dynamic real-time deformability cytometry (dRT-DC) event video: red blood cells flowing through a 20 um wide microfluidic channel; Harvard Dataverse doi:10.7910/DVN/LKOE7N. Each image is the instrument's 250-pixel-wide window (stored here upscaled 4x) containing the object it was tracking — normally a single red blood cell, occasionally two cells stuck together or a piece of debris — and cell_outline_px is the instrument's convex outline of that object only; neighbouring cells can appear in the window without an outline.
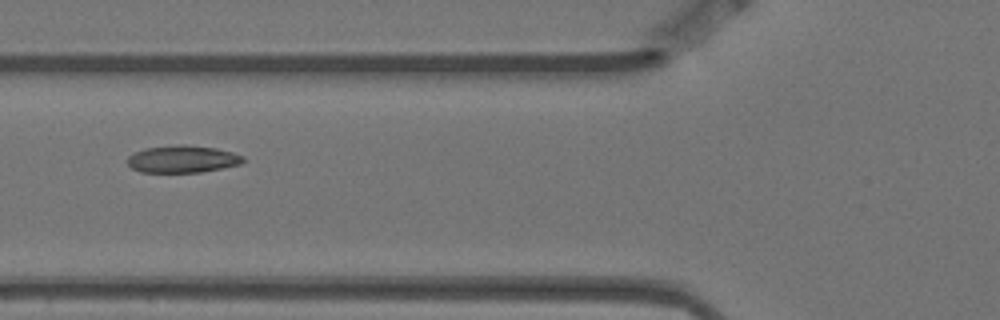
{"species": "Egyptian fruit bat (a non-hibernating species)", "species_latin": "Rousettus aegyptiacus", "temperature_condition": "warm", "stored_images_in_passage": 9, "camera_frame_rate_fps": 3000, "um_per_image_px": 0.085, "animal": {"sex": "female"}, "frame": {"image": 1, "passage_image": 2, "time_ms": 0.333, "image_size_px": [1000, 320], "cell_outline_px": [[244, 160], [240, 164], [200, 172], [140, 172], [132, 168], [128, 164], [128, 156], [132, 152], [144, 148], [180, 144], [184, 144], [216, 148], [232, 152], [244, 156]], "centroid_in_image_um": [15.48, 13.51], "position_along_channel_um": 110.3, "area_um2": 18.38}}
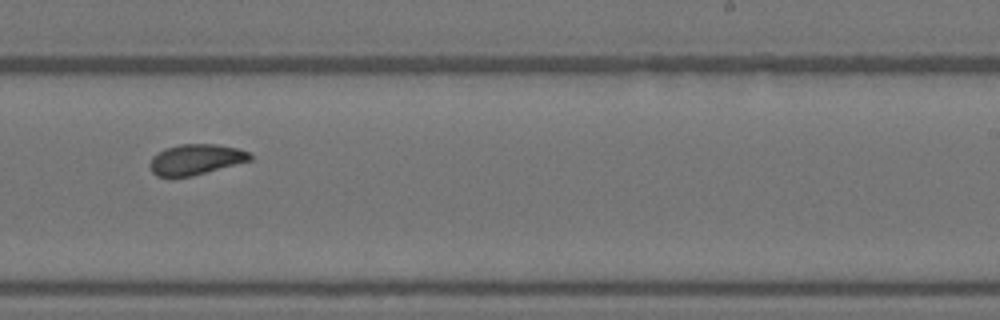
{"frame": {"image": 2, "passage_image": 6, "time_ms": 1.667, "image_size_px": [1000, 320], "cell_outline_px": [[252, 160], [192, 176], [156, 176], [152, 172], [148, 164], [152, 156], [164, 148], [180, 144], [216, 144], [236, 148], [248, 152], [252, 156]], "centroid_in_image_um": [16.61, 13.55], "position_along_channel_um": 272.4, "area_um2": 17.8}}
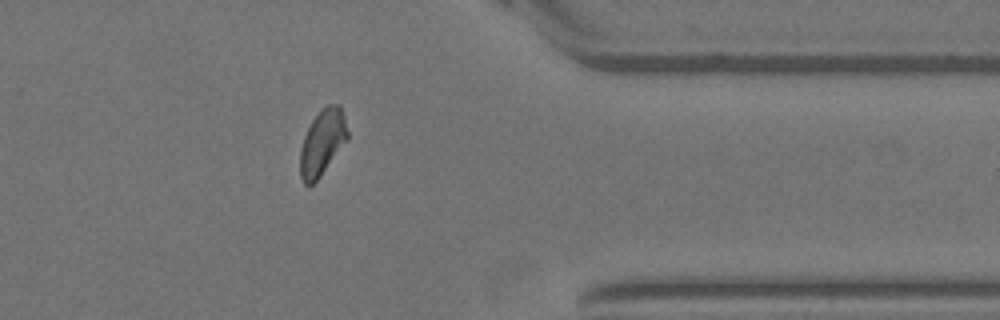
{"frame": {"image": 3, "passage_image": 9, "time_ms": 2.667, "image_size_px": [1000, 320], "cell_outline_px": [[348, 140], [320, 176], [308, 188], [304, 184], [300, 176], [300, 148], [304, 136], [312, 120], [328, 104], [340, 104], [344, 116], [348, 132]], "centroid_in_image_um": [27.4, 12.13], "position_along_channel_um": 384.0, "area_um2": 18.09}}